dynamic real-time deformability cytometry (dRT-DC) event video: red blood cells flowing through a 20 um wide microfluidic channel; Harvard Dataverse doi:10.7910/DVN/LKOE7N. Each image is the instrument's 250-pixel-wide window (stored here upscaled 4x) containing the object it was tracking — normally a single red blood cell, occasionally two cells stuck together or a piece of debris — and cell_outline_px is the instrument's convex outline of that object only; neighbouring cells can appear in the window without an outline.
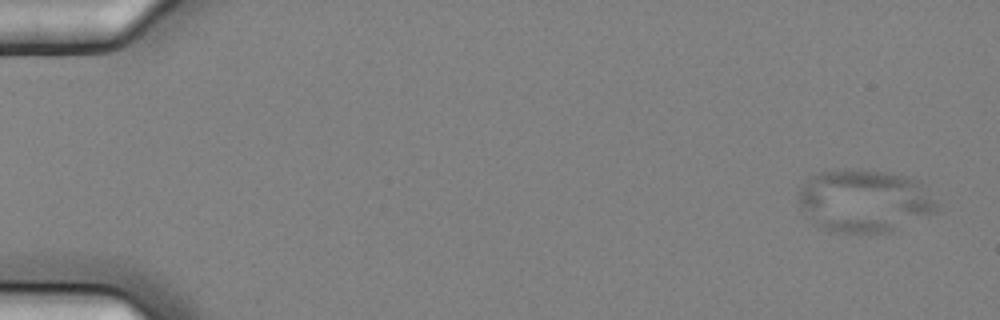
{"species": "common noctule bat (a hibernating species)", "species_latin": "Nyctalus noctula", "temperature_condition": "cold", "stored_images_in_passage": 3, "camera_frame_rate_fps": 3000, "um_per_image_px": 0.085, "animal": {"sex": "female", "body_mass_g": 25.1}, "frame": {"image": 1, "passage_image": 1, "time_ms": 0.0, "image_size_px": [1000, 320], "cell_outline_px": [[940, 212], [892, 232], [840, 232], [816, 224], [804, 216], [796, 200], [800, 188], [812, 176], [820, 172], [844, 168], [856, 168], [884, 172], [904, 176], [920, 180], [924, 184], [940, 204]], "centroid_in_image_um": [73.55, 17.06], "position_along_channel_um": 11.5, "area_um2": 51.5}}